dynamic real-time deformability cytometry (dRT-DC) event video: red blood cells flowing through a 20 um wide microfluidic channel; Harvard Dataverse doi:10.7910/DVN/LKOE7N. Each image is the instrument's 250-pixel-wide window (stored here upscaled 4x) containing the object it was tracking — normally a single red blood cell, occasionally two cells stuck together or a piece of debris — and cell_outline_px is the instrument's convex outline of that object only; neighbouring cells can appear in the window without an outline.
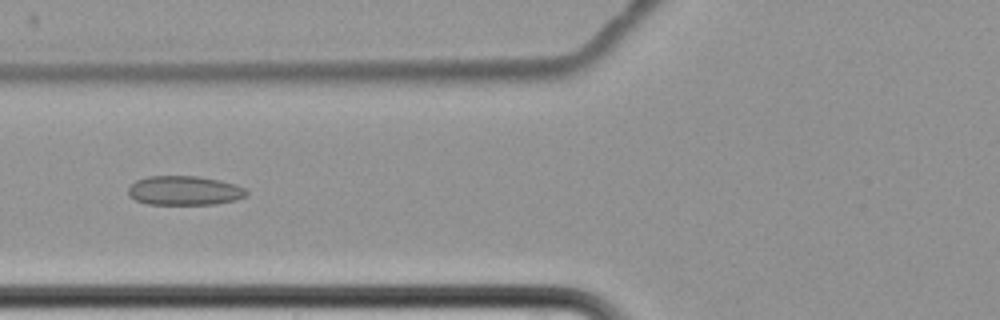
{"species": "common noctule bat (a hibernating species)", "species_latin": "Nyctalus noctula", "temperature_condition": "cold", "stored_images_in_passage": 4, "camera_frame_rate_fps": 3000, "um_per_image_px": 0.085, "animal": {"sex": "female", "body_mass_g": 22.7, "forearm_length_mm": 54.2}, "frame": {"image": 1, "passage_image": 3, "time_ms": 2.333, "image_size_px": [1000, 320], "cell_outline_px": [[248, 196], [236, 200], [216, 204], [148, 204], [136, 200], [128, 196], [128, 188], [136, 180], [148, 176], [200, 176], [220, 180], [236, 184], [244, 188], [248, 192]], "centroid_in_image_um": [15.7, 16.19], "position_along_channel_um": 110.1, "area_um2": 20.35}}
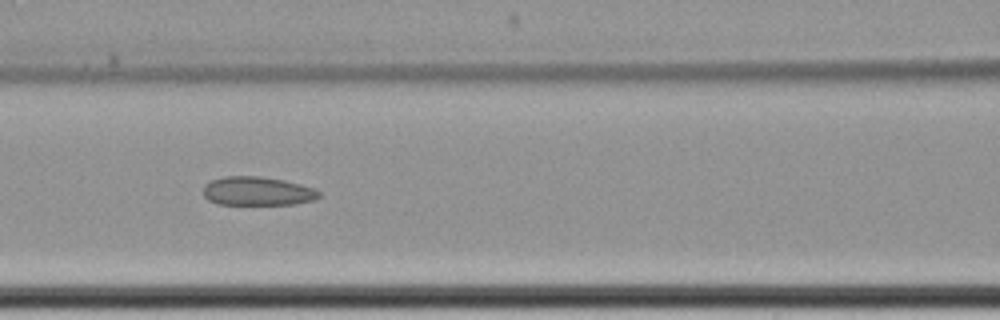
{"frame": {"image": 2, "passage_image": 4, "time_ms": 3.333, "image_size_px": [1000, 320], "cell_outline_px": [[320, 196], [312, 200], [296, 204], [216, 204], [208, 200], [204, 196], [204, 184], [212, 180], [224, 176], [260, 176], [284, 180], [316, 188], [320, 192]], "centroid_in_image_um": [21.88, 16.24], "position_along_channel_um": 144.7, "area_um2": 19.48}}